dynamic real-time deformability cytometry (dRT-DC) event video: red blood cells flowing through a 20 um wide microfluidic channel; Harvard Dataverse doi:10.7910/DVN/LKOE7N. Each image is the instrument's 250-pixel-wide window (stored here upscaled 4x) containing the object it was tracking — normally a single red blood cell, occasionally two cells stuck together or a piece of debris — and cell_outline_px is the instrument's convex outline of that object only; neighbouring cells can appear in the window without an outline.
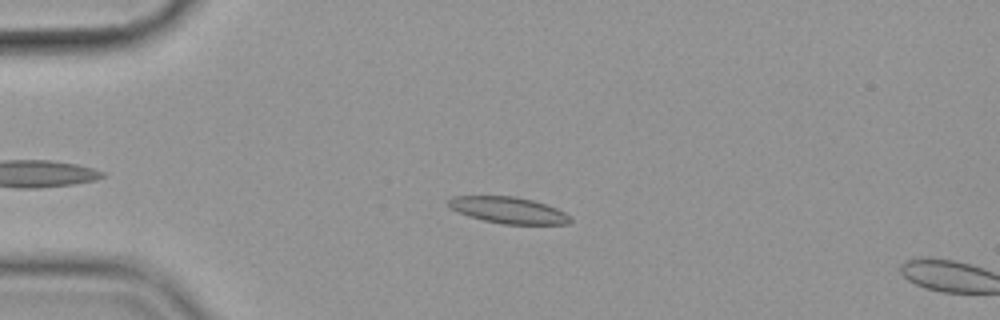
{"species": "common noctule bat (a hibernating species)", "species_latin": "Nyctalus noctula", "temperature_condition": "cold", "stored_images_in_passage": 14, "camera_frame_rate_fps": 3000, "um_per_image_px": 0.085, "animal": {"sex": "female", "body_mass_g": 19.9}, "frame": {"image": 1, "passage_image": 12, "time_ms": 3.667, "image_size_px": [1000, 320], "cell_outline_px": [[572, 220], [568, 224], [504, 224], [484, 220], [468, 216], [448, 208], [448, 200], [452, 196], [516, 196], [532, 200], [556, 208], [564, 212]], "centroid_in_image_um": [43.17, 17.86], "position_along_channel_um": 41.8, "area_um2": 18.67}}